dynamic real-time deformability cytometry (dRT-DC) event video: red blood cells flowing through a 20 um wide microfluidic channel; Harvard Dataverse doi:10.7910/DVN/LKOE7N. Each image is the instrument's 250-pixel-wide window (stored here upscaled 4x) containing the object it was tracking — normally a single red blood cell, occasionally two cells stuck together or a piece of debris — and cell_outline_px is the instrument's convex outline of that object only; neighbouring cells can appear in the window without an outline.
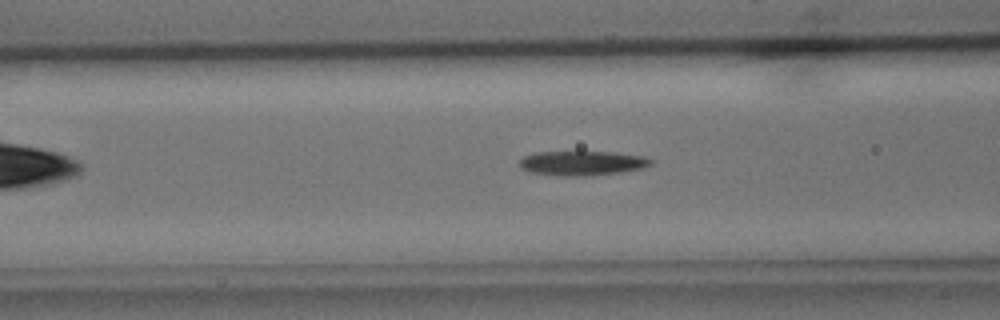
{"species": "common noctule bat (a hibernating species)", "species_latin": "Nyctalus noctula", "temperature_condition": "cold", "stored_images_in_passage": 7, "camera_frame_rate_fps": 3000, "um_per_image_px": 0.085, "animal": {"sex": "male", "body_mass_g": 15.6}, "frame": {"image": 1, "passage_image": 7, "time_ms": 8.0, "image_size_px": [1000, 320], "cell_outline_px": [[656, 160], [652, 164], [644, 168], [620, 172], [580, 176], [560, 176], [528, 172], [520, 168], [520, 160], [524, 156], [536, 152], [616, 152], [644, 156]], "centroid_in_image_um": [49.51, 13.86], "position_along_channel_um": 117.1, "area_um2": 18.9}}